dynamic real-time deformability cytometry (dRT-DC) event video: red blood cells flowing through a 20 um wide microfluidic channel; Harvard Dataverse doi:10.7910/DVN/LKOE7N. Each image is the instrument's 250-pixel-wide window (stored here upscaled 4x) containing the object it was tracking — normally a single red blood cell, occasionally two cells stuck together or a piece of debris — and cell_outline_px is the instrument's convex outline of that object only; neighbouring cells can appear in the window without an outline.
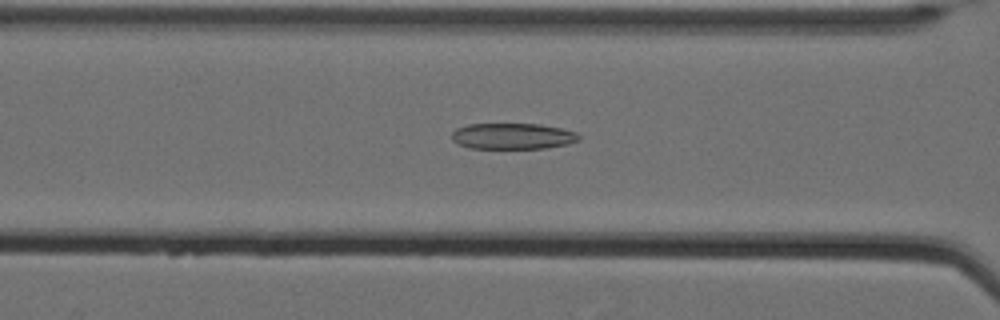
{"species": "Egyptian fruit bat (a non-hibernating species)", "species_latin": "Rousettus aegyptiacus", "temperature_condition": "cold", "stored_images_in_passage": 40, "camera_frame_rate_fps": 3000, "um_per_image_px": 0.085, "animal": {"sex": "female"}, "frame": {"image": 1, "passage_image": 8, "time_ms": 2.333, "image_size_px": [1000, 320], "cell_outline_px": [[580, 140], [568, 144], [544, 148], [468, 148], [452, 140], [452, 132], [456, 128], [468, 124], [540, 124], [560, 128], [576, 132], [580, 136]], "centroid_in_image_um": [43.58, 11.57], "position_along_channel_um": 123.0, "area_um2": 19.25}}
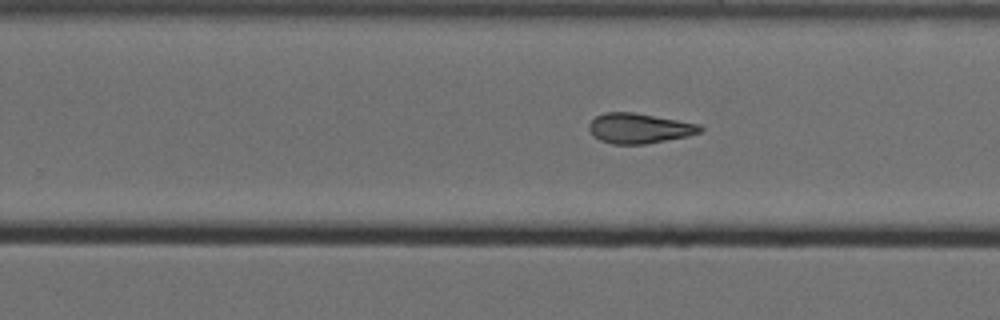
{"frame": {"image": 2, "passage_image": 21, "time_ms": 6.667, "image_size_px": [1000, 320], "cell_outline_px": [[704, 128], [700, 132], [688, 136], [644, 144], [612, 144], [600, 140], [592, 136], [588, 128], [588, 124], [596, 116], [604, 112], [632, 112], [700, 124]], "centroid_in_image_um": [54.3, 10.9], "position_along_channel_um": 275.5, "area_um2": 19.48}}
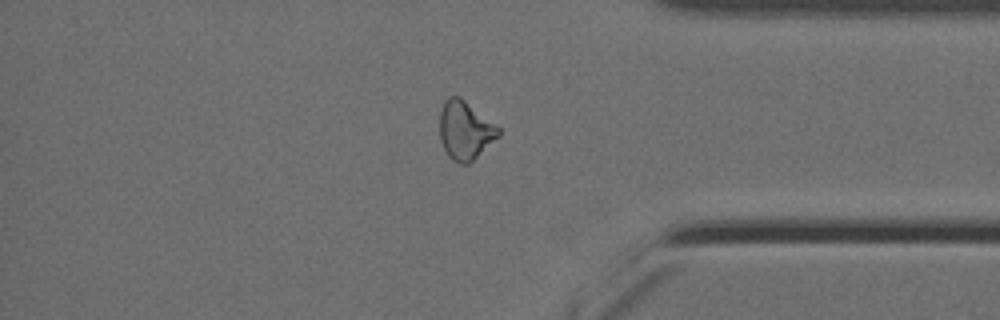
{"frame": {"image": 3, "passage_image": 32, "time_ms": 10.333, "image_size_px": [1000, 320], "cell_outline_px": [[500, 136], [468, 164], [460, 164], [452, 160], [448, 156], [440, 140], [440, 112], [444, 100], [448, 96], [460, 96], [500, 128]], "centroid_in_image_um": [39.53, 11.07], "position_along_channel_um": 395.7, "area_um2": 20.06}, "authors_computed_cell_mechanics": {"area_um2": 19.8543, "velocity_mm_per_s": 3.5106, "shape_relaxation_time_tau1_ms": null, "shape_relaxation_time_tau2_ms": 4.9744, "deformation_change_tau1": null, "deformation_change_tau2": 0.143}}